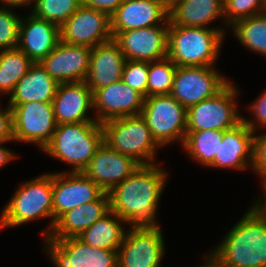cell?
<instances>
[{"label": "cell", "instance_id": "obj_4", "mask_svg": "<svg viewBox=\"0 0 266 267\" xmlns=\"http://www.w3.org/2000/svg\"><path fill=\"white\" fill-rule=\"evenodd\" d=\"M102 143L103 129L98 122L58 124L51 141L42 151L70 166V170L58 172H83Z\"/></svg>", "mask_w": 266, "mask_h": 267}, {"label": "cell", "instance_id": "obj_26", "mask_svg": "<svg viewBox=\"0 0 266 267\" xmlns=\"http://www.w3.org/2000/svg\"><path fill=\"white\" fill-rule=\"evenodd\" d=\"M59 83L39 64L34 63L15 85L8 104L53 102Z\"/></svg>", "mask_w": 266, "mask_h": 267}, {"label": "cell", "instance_id": "obj_28", "mask_svg": "<svg viewBox=\"0 0 266 267\" xmlns=\"http://www.w3.org/2000/svg\"><path fill=\"white\" fill-rule=\"evenodd\" d=\"M223 130L186 131L182 148L196 164L208 168L218 155L219 142H222Z\"/></svg>", "mask_w": 266, "mask_h": 267}, {"label": "cell", "instance_id": "obj_22", "mask_svg": "<svg viewBox=\"0 0 266 267\" xmlns=\"http://www.w3.org/2000/svg\"><path fill=\"white\" fill-rule=\"evenodd\" d=\"M60 41V27L50 21L35 17L31 12L24 14L19 27L17 48L34 63L44 59Z\"/></svg>", "mask_w": 266, "mask_h": 267}, {"label": "cell", "instance_id": "obj_3", "mask_svg": "<svg viewBox=\"0 0 266 267\" xmlns=\"http://www.w3.org/2000/svg\"><path fill=\"white\" fill-rule=\"evenodd\" d=\"M0 212V230L16 228L38 220L49 221L42 238L53 230L52 172H44L18 185Z\"/></svg>", "mask_w": 266, "mask_h": 267}, {"label": "cell", "instance_id": "obj_39", "mask_svg": "<svg viewBox=\"0 0 266 267\" xmlns=\"http://www.w3.org/2000/svg\"><path fill=\"white\" fill-rule=\"evenodd\" d=\"M122 2L123 0H81V5L102 11L110 17Z\"/></svg>", "mask_w": 266, "mask_h": 267}, {"label": "cell", "instance_id": "obj_11", "mask_svg": "<svg viewBox=\"0 0 266 267\" xmlns=\"http://www.w3.org/2000/svg\"><path fill=\"white\" fill-rule=\"evenodd\" d=\"M164 240L161 225L129 227L117 250V267H162Z\"/></svg>", "mask_w": 266, "mask_h": 267}, {"label": "cell", "instance_id": "obj_14", "mask_svg": "<svg viewBox=\"0 0 266 267\" xmlns=\"http://www.w3.org/2000/svg\"><path fill=\"white\" fill-rule=\"evenodd\" d=\"M112 39L110 17L82 5L60 26V40L64 43L93 48Z\"/></svg>", "mask_w": 266, "mask_h": 267}, {"label": "cell", "instance_id": "obj_37", "mask_svg": "<svg viewBox=\"0 0 266 267\" xmlns=\"http://www.w3.org/2000/svg\"><path fill=\"white\" fill-rule=\"evenodd\" d=\"M260 181L266 180V130L257 135L255 132L254 162L252 171Z\"/></svg>", "mask_w": 266, "mask_h": 267}, {"label": "cell", "instance_id": "obj_13", "mask_svg": "<svg viewBox=\"0 0 266 267\" xmlns=\"http://www.w3.org/2000/svg\"><path fill=\"white\" fill-rule=\"evenodd\" d=\"M103 193L83 172H52L53 228L65 212L92 202Z\"/></svg>", "mask_w": 266, "mask_h": 267}, {"label": "cell", "instance_id": "obj_10", "mask_svg": "<svg viewBox=\"0 0 266 267\" xmlns=\"http://www.w3.org/2000/svg\"><path fill=\"white\" fill-rule=\"evenodd\" d=\"M8 105L12 110L14 141L32 143L42 152L57 126L53 103L36 101Z\"/></svg>", "mask_w": 266, "mask_h": 267}, {"label": "cell", "instance_id": "obj_17", "mask_svg": "<svg viewBox=\"0 0 266 267\" xmlns=\"http://www.w3.org/2000/svg\"><path fill=\"white\" fill-rule=\"evenodd\" d=\"M255 132L242 121L236 127L224 130L218 155L207 169L251 171L254 162Z\"/></svg>", "mask_w": 266, "mask_h": 267}, {"label": "cell", "instance_id": "obj_15", "mask_svg": "<svg viewBox=\"0 0 266 267\" xmlns=\"http://www.w3.org/2000/svg\"><path fill=\"white\" fill-rule=\"evenodd\" d=\"M169 24L119 32L113 40L126 60L158 61L168 54Z\"/></svg>", "mask_w": 266, "mask_h": 267}, {"label": "cell", "instance_id": "obj_1", "mask_svg": "<svg viewBox=\"0 0 266 267\" xmlns=\"http://www.w3.org/2000/svg\"><path fill=\"white\" fill-rule=\"evenodd\" d=\"M168 176L161 162L140 165L108 192L110 210L122 218L128 228L160 226L158 207Z\"/></svg>", "mask_w": 266, "mask_h": 267}, {"label": "cell", "instance_id": "obj_16", "mask_svg": "<svg viewBox=\"0 0 266 267\" xmlns=\"http://www.w3.org/2000/svg\"><path fill=\"white\" fill-rule=\"evenodd\" d=\"M144 99L142 94L119 80L93 93L94 117L103 124L109 120L139 115Z\"/></svg>", "mask_w": 266, "mask_h": 267}, {"label": "cell", "instance_id": "obj_18", "mask_svg": "<svg viewBox=\"0 0 266 267\" xmlns=\"http://www.w3.org/2000/svg\"><path fill=\"white\" fill-rule=\"evenodd\" d=\"M92 48L64 43L61 40L39 64L58 83L82 82L90 63Z\"/></svg>", "mask_w": 266, "mask_h": 267}, {"label": "cell", "instance_id": "obj_41", "mask_svg": "<svg viewBox=\"0 0 266 267\" xmlns=\"http://www.w3.org/2000/svg\"><path fill=\"white\" fill-rule=\"evenodd\" d=\"M14 143V141H0V169L11 163L18 156L17 153L5 147L4 144Z\"/></svg>", "mask_w": 266, "mask_h": 267}, {"label": "cell", "instance_id": "obj_36", "mask_svg": "<svg viewBox=\"0 0 266 267\" xmlns=\"http://www.w3.org/2000/svg\"><path fill=\"white\" fill-rule=\"evenodd\" d=\"M260 94L247 106L249 114L251 113L248 117L251 118L243 114V122L254 132H259L264 128L266 130V89Z\"/></svg>", "mask_w": 266, "mask_h": 267}, {"label": "cell", "instance_id": "obj_38", "mask_svg": "<svg viewBox=\"0 0 266 267\" xmlns=\"http://www.w3.org/2000/svg\"><path fill=\"white\" fill-rule=\"evenodd\" d=\"M1 104V102H0ZM0 105V141H14L12 110L8 103Z\"/></svg>", "mask_w": 266, "mask_h": 267}, {"label": "cell", "instance_id": "obj_43", "mask_svg": "<svg viewBox=\"0 0 266 267\" xmlns=\"http://www.w3.org/2000/svg\"><path fill=\"white\" fill-rule=\"evenodd\" d=\"M206 255V256H205ZM202 256V263L196 267H226L224 263L211 251Z\"/></svg>", "mask_w": 266, "mask_h": 267}, {"label": "cell", "instance_id": "obj_31", "mask_svg": "<svg viewBox=\"0 0 266 267\" xmlns=\"http://www.w3.org/2000/svg\"><path fill=\"white\" fill-rule=\"evenodd\" d=\"M176 68L168 57L149 62L147 97L171 94Z\"/></svg>", "mask_w": 266, "mask_h": 267}, {"label": "cell", "instance_id": "obj_6", "mask_svg": "<svg viewBox=\"0 0 266 267\" xmlns=\"http://www.w3.org/2000/svg\"><path fill=\"white\" fill-rule=\"evenodd\" d=\"M102 129L103 142L109 148L131 157L139 165L158 163L157 153L162 148L140 114L109 120L102 124Z\"/></svg>", "mask_w": 266, "mask_h": 267}, {"label": "cell", "instance_id": "obj_9", "mask_svg": "<svg viewBox=\"0 0 266 267\" xmlns=\"http://www.w3.org/2000/svg\"><path fill=\"white\" fill-rule=\"evenodd\" d=\"M216 66H177L171 96L186 109L221 92L231 78Z\"/></svg>", "mask_w": 266, "mask_h": 267}, {"label": "cell", "instance_id": "obj_29", "mask_svg": "<svg viewBox=\"0 0 266 267\" xmlns=\"http://www.w3.org/2000/svg\"><path fill=\"white\" fill-rule=\"evenodd\" d=\"M229 29L239 44L266 58V12L238 20Z\"/></svg>", "mask_w": 266, "mask_h": 267}, {"label": "cell", "instance_id": "obj_19", "mask_svg": "<svg viewBox=\"0 0 266 267\" xmlns=\"http://www.w3.org/2000/svg\"><path fill=\"white\" fill-rule=\"evenodd\" d=\"M169 24V8L158 0H123L110 16L114 38L121 31Z\"/></svg>", "mask_w": 266, "mask_h": 267}, {"label": "cell", "instance_id": "obj_24", "mask_svg": "<svg viewBox=\"0 0 266 267\" xmlns=\"http://www.w3.org/2000/svg\"><path fill=\"white\" fill-rule=\"evenodd\" d=\"M221 20L218 26L211 23ZM169 24L185 27L229 29L225 25L224 0H179L169 8Z\"/></svg>", "mask_w": 266, "mask_h": 267}, {"label": "cell", "instance_id": "obj_20", "mask_svg": "<svg viewBox=\"0 0 266 267\" xmlns=\"http://www.w3.org/2000/svg\"><path fill=\"white\" fill-rule=\"evenodd\" d=\"M52 103L57 125L97 122L94 117L93 92L85 81L59 83Z\"/></svg>", "mask_w": 266, "mask_h": 267}, {"label": "cell", "instance_id": "obj_35", "mask_svg": "<svg viewBox=\"0 0 266 267\" xmlns=\"http://www.w3.org/2000/svg\"><path fill=\"white\" fill-rule=\"evenodd\" d=\"M148 71V61L126 60L122 71V80L146 98Z\"/></svg>", "mask_w": 266, "mask_h": 267}, {"label": "cell", "instance_id": "obj_2", "mask_svg": "<svg viewBox=\"0 0 266 267\" xmlns=\"http://www.w3.org/2000/svg\"><path fill=\"white\" fill-rule=\"evenodd\" d=\"M212 247L226 267H266V219L248 207Z\"/></svg>", "mask_w": 266, "mask_h": 267}, {"label": "cell", "instance_id": "obj_33", "mask_svg": "<svg viewBox=\"0 0 266 267\" xmlns=\"http://www.w3.org/2000/svg\"><path fill=\"white\" fill-rule=\"evenodd\" d=\"M266 12V0H224L225 25Z\"/></svg>", "mask_w": 266, "mask_h": 267}, {"label": "cell", "instance_id": "obj_12", "mask_svg": "<svg viewBox=\"0 0 266 267\" xmlns=\"http://www.w3.org/2000/svg\"><path fill=\"white\" fill-rule=\"evenodd\" d=\"M43 249L54 267H117V251L95 248L78 237H44Z\"/></svg>", "mask_w": 266, "mask_h": 267}, {"label": "cell", "instance_id": "obj_34", "mask_svg": "<svg viewBox=\"0 0 266 267\" xmlns=\"http://www.w3.org/2000/svg\"><path fill=\"white\" fill-rule=\"evenodd\" d=\"M22 16L13 8L0 7V50L17 48Z\"/></svg>", "mask_w": 266, "mask_h": 267}, {"label": "cell", "instance_id": "obj_25", "mask_svg": "<svg viewBox=\"0 0 266 267\" xmlns=\"http://www.w3.org/2000/svg\"><path fill=\"white\" fill-rule=\"evenodd\" d=\"M109 211V195L108 192H104L98 199L65 212L55 222L48 238L65 239L77 237Z\"/></svg>", "mask_w": 266, "mask_h": 267}, {"label": "cell", "instance_id": "obj_44", "mask_svg": "<svg viewBox=\"0 0 266 267\" xmlns=\"http://www.w3.org/2000/svg\"><path fill=\"white\" fill-rule=\"evenodd\" d=\"M162 3H164L168 8H170L175 2L179 0H158Z\"/></svg>", "mask_w": 266, "mask_h": 267}, {"label": "cell", "instance_id": "obj_7", "mask_svg": "<svg viewBox=\"0 0 266 267\" xmlns=\"http://www.w3.org/2000/svg\"><path fill=\"white\" fill-rule=\"evenodd\" d=\"M140 115L161 148L176 142L182 147L186 138L187 109L174 97L170 94L146 97Z\"/></svg>", "mask_w": 266, "mask_h": 267}, {"label": "cell", "instance_id": "obj_32", "mask_svg": "<svg viewBox=\"0 0 266 267\" xmlns=\"http://www.w3.org/2000/svg\"><path fill=\"white\" fill-rule=\"evenodd\" d=\"M81 6V0H35L30 12L59 27Z\"/></svg>", "mask_w": 266, "mask_h": 267}, {"label": "cell", "instance_id": "obj_27", "mask_svg": "<svg viewBox=\"0 0 266 267\" xmlns=\"http://www.w3.org/2000/svg\"><path fill=\"white\" fill-rule=\"evenodd\" d=\"M126 227V222L110 210L77 237L92 247L117 251L124 240Z\"/></svg>", "mask_w": 266, "mask_h": 267}, {"label": "cell", "instance_id": "obj_8", "mask_svg": "<svg viewBox=\"0 0 266 267\" xmlns=\"http://www.w3.org/2000/svg\"><path fill=\"white\" fill-rule=\"evenodd\" d=\"M241 88L231 81L216 96L203 100L187 109L186 131L228 130L243 121L238 97Z\"/></svg>", "mask_w": 266, "mask_h": 267}, {"label": "cell", "instance_id": "obj_23", "mask_svg": "<svg viewBox=\"0 0 266 267\" xmlns=\"http://www.w3.org/2000/svg\"><path fill=\"white\" fill-rule=\"evenodd\" d=\"M125 61L124 54L113 39L96 45L91 50L85 83L94 93L98 89L122 80Z\"/></svg>", "mask_w": 266, "mask_h": 267}, {"label": "cell", "instance_id": "obj_5", "mask_svg": "<svg viewBox=\"0 0 266 267\" xmlns=\"http://www.w3.org/2000/svg\"><path fill=\"white\" fill-rule=\"evenodd\" d=\"M228 30L169 24L167 57L176 66H216Z\"/></svg>", "mask_w": 266, "mask_h": 267}, {"label": "cell", "instance_id": "obj_40", "mask_svg": "<svg viewBox=\"0 0 266 267\" xmlns=\"http://www.w3.org/2000/svg\"><path fill=\"white\" fill-rule=\"evenodd\" d=\"M263 194L257 195L256 199L250 203V207L261 217L266 219V180L260 181Z\"/></svg>", "mask_w": 266, "mask_h": 267}, {"label": "cell", "instance_id": "obj_21", "mask_svg": "<svg viewBox=\"0 0 266 267\" xmlns=\"http://www.w3.org/2000/svg\"><path fill=\"white\" fill-rule=\"evenodd\" d=\"M140 165L131 157L123 155L104 142L96 150L83 173L104 192L129 177Z\"/></svg>", "mask_w": 266, "mask_h": 267}, {"label": "cell", "instance_id": "obj_30", "mask_svg": "<svg viewBox=\"0 0 266 267\" xmlns=\"http://www.w3.org/2000/svg\"><path fill=\"white\" fill-rule=\"evenodd\" d=\"M33 64L34 62L18 48L0 50V95L10 96L15 85Z\"/></svg>", "mask_w": 266, "mask_h": 267}, {"label": "cell", "instance_id": "obj_42", "mask_svg": "<svg viewBox=\"0 0 266 267\" xmlns=\"http://www.w3.org/2000/svg\"><path fill=\"white\" fill-rule=\"evenodd\" d=\"M35 0H0V7H7V8H13L18 10L22 9V7L25 6L28 12H30L31 7L33 5Z\"/></svg>", "mask_w": 266, "mask_h": 267}]
</instances>
